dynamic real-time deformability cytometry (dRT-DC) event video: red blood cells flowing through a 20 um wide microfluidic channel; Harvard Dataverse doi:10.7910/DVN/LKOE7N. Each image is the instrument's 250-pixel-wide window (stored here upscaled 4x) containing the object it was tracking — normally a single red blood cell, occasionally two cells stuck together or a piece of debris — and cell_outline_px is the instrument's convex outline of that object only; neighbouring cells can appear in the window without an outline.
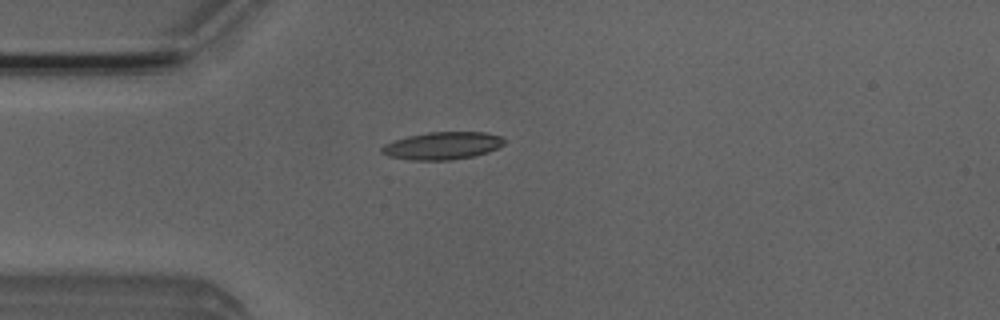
{"species": "Egyptian fruit bat (a non-hibernating species)", "species_latin": "Rousettus aegyptiacus", "temperature_condition": "room temperature", "stored_images_in_passage": 2, "camera_frame_rate_fps": 3000, "um_per_image_px": 0.085, "animal": {"sex": "male"}, "frame": {"image": 1, "passage_image": 2, "time_ms": 0.333, "image_size_px": [1000, 320], "cell_outline_px": [[504, 144], [488, 152], [472, 156], [452, 160], [408, 160], [388, 156], [380, 152], [380, 148], [384, 144], [408, 136], [428, 132], [484, 132], [504, 136]], "centroid_in_image_um": [37.6, 12.38], "position_along_channel_um": 47.4, "area_um2": 19.71}}